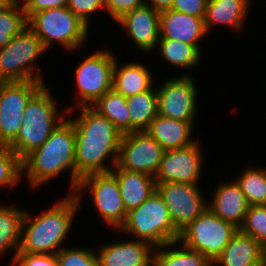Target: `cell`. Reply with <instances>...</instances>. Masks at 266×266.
Returning a JSON list of instances; mask_svg holds the SVG:
<instances>
[{"label":"cell","mask_w":266,"mask_h":266,"mask_svg":"<svg viewBox=\"0 0 266 266\" xmlns=\"http://www.w3.org/2000/svg\"><path fill=\"white\" fill-rule=\"evenodd\" d=\"M80 115L72 120L74 125L76 188L80 178L100 172H110L112 168L105 165L110 157L111 164L117 165L122 133L106 117L99 114L91 106L79 107Z\"/></svg>","instance_id":"1"},{"label":"cell","mask_w":266,"mask_h":266,"mask_svg":"<svg viewBox=\"0 0 266 266\" xmlns=\"http://www.w3.org/2000/svg\"><path fill=\"white\" fill-rule=\"evenodd\" d=\"M76 136L69 119L62 121L48 139L22 160V174L27 173L31 186L39 187L59 176L64 170L71 172V194L76 191L75 169Z\"/></svg>","instance_id":"2"},{"label":"cell","mask_w":266,"mask_h":266,"mask_svg":"<svg viewBox=\"0 0 266 266\" xmlns=\"http://www.w3.org/2000/svg\"><path fill=\"white\" fill-rule=\"evenodd\" d=\"M79 206L77 197L69 193L62 201L35 218L31 217L30 212H25L21 245L17 253L57 254L63 248L61 244L68 236Z\"/></svg>","instance_id":"3"},{"label":"cell","mask_w":266,"mask_h":266,"mask_svg":"<svg viewBox=\"0 0 266 266\" xmlns=\"http://www.w3.org/2000/svg\"><path fill=\"white\" fill-rule=\"evenodd\" d=\"M55 103L45 84L27 103L17 137L8 145L21 160L39 148L65 120L64 114L58 115Z\"/></svg>","instance_id":"4"},{"label":"cell","mask_w":266,"mask_h":266,"mask_svg":"<svg viewBox=\"0 0 266 266\" xmlns=\"http://www.w3.org/2000/svg\"><path fill=\"white\" fill-rule=\"evenodd\" d=\"M123 233L160 247L170 242H178L180 233L174 228L167 206L156 191L139 207L127 212L125 222L120 227Z\"/></svg>","instance_id":"5"},{"label":"cell","mask_w":266,"mask_h":266,"mask_svg":"<svg viewBox=\"0 0 266 266\" xmlns=\"http://www.w3.org/2000/svg\"><path fill=\"white\" fill-rule=\"evenodd\" d=\"M28 26L41 39L46 49L51 48V44L56 41L67 50H74L80 47L89 33V26L67 6L34 13L28 19Z\"/></svg>","instance_id":"6"},{"label":"cell","mask_w":266,"mask_h":266,"mask_svg":"<svg viewBox=\"0 0 266 266\" xmlns=\"http://www.w3.org/2000/svg\"><path fill=\"white\" fill-rule=\"evenodd\" d=\"M46 50L41 39L29 26H26L8 45L0 49V82L27 80L44 82L41 73L39 71L35 73L33 62Z\"/></svg>","instance_id":"7"},{"label":"cell","mask_w":266,"mask_h":266,"mask_svg":"<svg viewBox=\"0 0 266 266\" xmlns=\"http://www.w3.org/2000/svg\"><path fill=\"white\" fill-rule=\"evenodd\" d=\"M238 229L216 216L208 207L179 235V242L206 256L212 263Z\"/></svg>","instance_id":"8"},{"label":"cell","mask_w":266,"mask_h":266,"mask_svg":"<svg viewBox=\"0 0 266 266\" xmlns=\"http://www.w3.org/2000/svg\"><path fill=\"white\" fill-rule=\"evenodd\" d=\"M89 189L92 201L101 218L107 225L120 229L126 219L127 211L124 207L118 180L110 172L91 173L80 178L74 195L81 203V191Z\"/></svg>","instance_id":"9"},{"label":"cell","mask_w":266,"mask_h":266,"mask_svg":"<svg viewBox=\"0 0 266 266\" xmlns=\"http://www.w3.org/2000/svg\"><path fill=\"white\" fill-rule=\"evenodd\" d=\"M115 55L98 50L81 61L75 69L78 90V107L92 106L113 88Z\"/></svg>","instance_id":"10"},{"label":"cell","mask_w":266,"mask_h":266,"mask_svg":"<svg viewBox=\"0 0 266 266\" xmlns=\"http://www.w3.org/2000/svg\"><path fill=\"white\" fill-rule=\"evenodd\" d=\"M44 82H0V146H8L20 130L24 110Z\"/></svg>","instance_id":"11"},{"label":"cell","mask_w":266,"mask_h":266,"mask_svg":"<svg viewBox=\"0 0 266 266\" xmlns=\"http://www.w3.org/2000/svg\"><path fill=\"white\" fill-rule=\"evenodd\" d=\"M197 185L180 182L156 183V190L163 198L173 226L179 233L208 206Z\"/></svg>","instance_id":"12"},{"label":"cell","mask_w":266,"mask_h":266,"mask_svg":"<svg viewBox=\"0 0 266 266\" xmlns=\"http://www.w3.org/2000/svg\"><path fill=\"white\" fill-rule=\"evenodd\" d=\"M163 147L147 131H135L122 135L117 166L133 172L155 176Z\"/></svg>","instance_id":"13"},{"label":"cell","mask_w":266,"mask_h":266,"mask_svg":"<svg viewBox=\"0 0 266 266\" xmlns=\"http://www.w3.org/2000/svg\"><path fill=\"white\" fill-rule=\"evenodd\" d=\"M197 91L195 81L187 74L168 79L157 90L158 114L194 124Z\"/></svg>","instance_id":"14"},{"label":"cell","mask_w":266,"mask_h":266,"mask_svg":"<svg viewBox=\"0 0 266 266\" xmlns=\"http://www.w3.org/2000/svg\"><path fill=\"white\" fill-rule=\"evenodd\" d=\"M198 142L173 150H165L159 169L154 176L155 183L180 182L198 184L201 177L202 150Z\"/></svg>","instance_id":"15"},{"label":"cell","mask_w":266,"mask_h":266,"mask_svg":"<svg viewBox=\"0 0 266 266\" xmlns=\"http://www.w3.org/2000/svg\"><path fill=\"white\" fill-rule=\"evenodd\" d=\"M117 23L125 29L142 52H152L160 39V12L144 4L135 8Z\"/></svg>","instance_id":"16"},{"label":"cell","mask_w":266,"mask_h":266,"mask_svg":"<svg viewBox=\"0 0 266 266\" xmlns=\"http://www.w3.org/2000/svg\"><path fill=\"white\" fill-rule=\"evenodd\" d=\"M153 249L149 243L134 238L102 245L96 254L100 266H152Z\"/></svg>","instance_id":"17"},{"label":"cell","mask_w":266,"mask_h":266,"mask_svg":"<svg viewBox=\"0 0 266 266\" xmlns=\"http://www.w3.org/2000/svg\"><path fill=\"white\" fill-rule=\"evenodd\" d=\"M207 31L204 18L175 10L160 12V39H174L200 47L198 42Z\"/></svg>","instance_id":"18"},{"label":"cell","mask_w":266,"mask_h":266,"mask_svg":"<svg viewBox=\"0 0 266 266\" xmlns=\"http://www.w3.org/2000/svg\"><path fill=\"white\" fill-rule=\"evenodd\" d=\"M266 266V249L239 230L213 262V266Z\"/></svg>","instance_id":"19"},{"label":"cell","mask_w":266,"mask_h":266,"mask_svg":"<svg viewBox=\"0 0 266 266\" xmlns=\"http://www.w3.org/2000/svg\"><path fill=\"white\" fill-rule=\"evenodd\" d=\"M215 190L213 200L211 204L208 202L207 207L239 230L250 206L239 184L234 179L231 183H221Z\"/></svg>","instance_id":"20"},{"label":"cell","mask_w":266,"mask_h":266,"mask_svg":"<svg viewBox=\"0 0 266 266\" xmlns=\"http://www.w3.org/2000/svg\"><path fill=\"white\" fill-rule=\"evenodd\" d=\"M111 172L116 176L126 211L139 207L154 191L155 179L151 175L128 171L115 165Z\"/></svg>","instance_id":"21"},{"label":"cell","mask_w":266,"mask_h":266,"mask_svg":"<svg viewBox=\"0 0 266 266\" xmlns=\"http://www.w3.org/2000/svg\"><path fill=\"white\" fill-rule=\"evenodd\" d=\"M193 124L157 115L150 123L147 133L156 140L164 150L180 149L194 144L191 137Z\"/></svg>","instance_id":"22"},{"label":"cell","mask_w":266,"mask_h":266,"mask_svg":"<svg viewBox=\"0 0 266 266\" xmlns=\"http://www.w3.org/2000/svg\"><path fill=\"white\" fill-rule=\"evenodd\" d=\"M249 6L250 0H208L204 17L207 33L218 24L240 30Z\"/></svg>","instance_id":"23"},{"label":"cell","mask_w":266,"mask_h":266,"mask_svg":"<svg viewBox=\"0 0 266 266\" xmlns=\"http://www.w3.org/2000/svg\"><path fill=\"white\" fill-rule=\"evenodd\" d=\"M115 61L113 71V89L126 98L142 93L153 87L151 73L139 63H127L119 68Z\"/></svg>","instance_id":"24"},{"label":"cell","mask_w":266,"mask_h":266,"mask_svg":"<svg viewBox=\"0 0 266 266\" xmlns=\"http://www.w3.org/2000/svg\"><path fill=\"white\" fill-rule=\"evenodd\" d=\"M130 115V132L146 131L151 121L158 115V94L156 89L126 98Z\"/></svg>","instance_id":"25"},{"label":"cell","mask_w":266,"mask_h":266,"mask_svg":"<svg viewBox=\"0 0 266 266\" xmlns=\"http://www.w3.org/2000/svg\"><path fill=\"white\" fill-rule=\"evenodd\" d=\"M178 242H170L154 249L152 266H213V263L203 254L181 244L178 250L170 249ZM167 248V249H165Z\"/></svg>","instance_id":"26"},{"label":"cell","mask_w":266,"mask_h":266,"mask_svg":"<svg viewBox=\"0 0 266 266\" xmlns=\"http://www.w3.org/2000/svg\"><path fill=\"white\" fill-rule=\"evenodd\" d=\"M91 107L108 118L122 134L130 133L129 108L124 95L112 88Z\"/></svg>","instance_id":"27"},{"label":"cell","mask_w":266,"mask_h":266,"mask_svg":"<svg viewBox=\"0 0 266 266\" xmlns=\"http://www.w3.org/2000/svg\"><path fill=\"white\" fill-rule=\"evenodd\" d=\"M24 214L17 207L0 205V257L10 249L15 248L14 255L19 251Z\"/></svg>","instance_id":"28"},{"label":"cell","mask_w":266,"mask_h":266,"mask_svg":"<svg viewBox=\"0 0 266 266\" xmlns=\"http://www.w3.org/2000/svg\"><path fill=\"white\" fill-rule=\"evenodd\" d=\"M156 47L160 55L175 67L192 68L199 64L201 49L174 39H159Z\"/></svg>","instance_id":"29"},{"label":"cell","mask_w":266,"mask_h":266,"mask_svg":"<svg viewBox=\"0 0 266 266\" xmlns=\"http://www.w3.org/2000/svg\"><path fill=\"white\" fill-rule=\"evenodd\" d=\"M26 26L28 19L20 0L0 8V49L8 45Z\"/></svg>","instance_id":"30"},{"label":"cell","mask_w":266,"mask_h":266,"mask_svg":"<svg viewBox=\"0 0 266 266\" xmlns=\"http://www.w3.org/2000/svg\"><path fill=\"white\" fill-rule=\"evenodd\" d=\"M235 180L250 206L266 205V168H246Z\"/></svg>","instance_id":"31"},{"label":"cell","mask_w":266,"mask_h":266,"mask_svg":"<svg viewBox=\"0 0 266 266\" xmlns=\"http://www.w3.org/2000/svg\"><path fill=\"white\" fill-rule=\"evenodd\" d=\"M239 231L257 240L266 249V205H251Z\"/></svg>","instance_id":"32"},{"label":"cell","mask_w":266,"mask_h":266,"mask_svg":"<svg viewBox=\"0 0 266 266\" xmlns=\"http://www.w3.org/2000/svg\"><path fill=\"white\" fill-rule=\"evenodd\" d=\"M22 175V160L8 146H0V186L12 188Z\"/></svg>","instance_id":"33"},{"label":"cell","mask_w":266,"mask_h":266,"mask_svg":"<svg viewBox=\"0 0 266 266\" xmlns=\"http://www.w3.org/2000/svg\"><path fill=\"white\" fill-rule=\"evenodd\" d=\"M59 266H100L97 254L84 248H62L56 254Z\"/></svg>","instance_id":"34"},{"label":"cell","mask_w":266,"mask_h":266,"mask_svg":"<svg viewBox=\"0 0 266 266\" xmlns=\"http://www.w3.org/2000/svg\"><path fill=\"white\" fill-rule=\"evenodd\" d=\"M13 256L12 266H59L56 254L17 253Z\"/></svg>","instance_id":"35"},{"label":"cell","mask_w":266,"mask_h":266,"mask_svg":"<svg viewBox=\"0 0 266 266\" xmlns=\"http://www.w3.org/2000/svg\"><path fill=\"white\" fill-rule=\"evenodd\" d=\"M67 8L89 26V15L94 11L104 9V0H69Z\"/></svg>","instance_id":"36"},{"label":"cell","mask_w":266,"mask_h":266,"mask_svg":"<svg viewBox=\"0 0 266 266\" xmlns=\"http://www.w3.org/2000/svg\"><path fill=\"white\" fill-rule=\"evenodd\" d=\"M144 4L145 0H104L105 10L108 11L116 22L130 11Z\"/></svg>","instance_id":"37"},{"label":"cell","mask_w":266,"mask_h":266,"mask_svg":"<svg viewBox=\"0 0 266 266\" xmlns=\"http://www.w3.org/2000/svg\"><path fill=\"white\" fill-rule=\"evenodd\" d=\"M69 0H22L23 10L29 19L34 13L45 9L61 8L68 5Z\"/></svg>","instance_id":"38"},{"label":"cell","mask_w":266,"mask_h":266,"mask_svg":"<svg viewBox=\"0 0 266 266\" xmlns=\"http://www.w3.org/2000/svg\"><path fill=\"white\" fill-rule=\"evenodd\" d=\"M208 0H174L171 10L197 17H205Z\"/></svg>","instance_id":"39"},{"label":"cell","mask_w":266,"mask_h":266,"mask_svg":"<svg viewBox=\"0 0 266 266\" xmlns=\"http://www.w3.org/2000/svg\"><path fill=\"white\" fill-rule=\"evenodd\" d=\"M149 3L145 2L146 5H149L153 9L161 12L164 10L171 9V7L174 3V0H149Z\"/></svg>","instance_id":"40"},{"label":"cell","mask_w":266,"mask_h":266,"mask_svg":"<svg viewBox=\"0 0 266 266\" xmlns=\"http://www.w3.org/2000/svg\"><path fill=\"white\" fill-rule=\"evenodd\" d=\"M14 0H0V8L6 7L11 4Z\"/></svg>","instance_id":"41"}]
</instances>
